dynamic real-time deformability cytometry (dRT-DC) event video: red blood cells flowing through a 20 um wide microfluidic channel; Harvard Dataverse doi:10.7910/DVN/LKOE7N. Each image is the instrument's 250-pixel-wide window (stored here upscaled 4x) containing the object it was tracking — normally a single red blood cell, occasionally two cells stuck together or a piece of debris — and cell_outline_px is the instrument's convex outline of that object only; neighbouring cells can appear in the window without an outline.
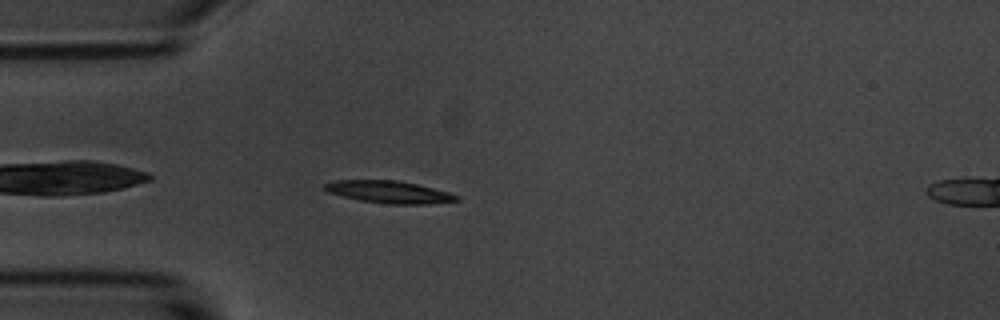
{"species": "common noctule bat (a hibernating species)", "species_latin": "Nyctalus noctula", "temperature_condition": "room temperature", "stored_images_in_passage": 44, "camera_frame_rate_fps": 3000, "um_per_image_px": 0.085, "animal": {"sex": "male", "body_mass_g": 20.1, "forearm_length_mm": 53.5}, "frame": {"image": 1, "passage_image": 3, "time_ms": 0.667, "image_size_px": [1000, 320], "cell_outline_px": [[460, 200], [428, 204], [392, 204], [360, 200], [328, 192], [324, 188], [324, 184], [336, 180], [396, 180], [416, 184], [448, 192], [460, 196]], "centroid_in_image_um": [33.1, 16.32], "position_along_channel_um": 51.9, "area_um2": 16.88}}
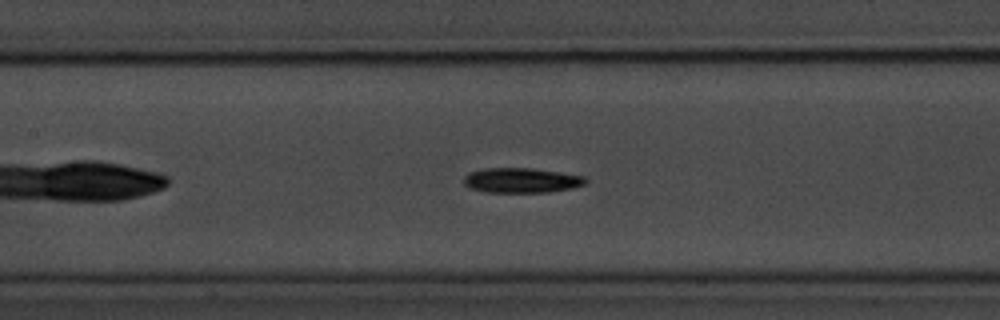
{"frame": {"image": 2, "passage_image": 13, "time_ms": 4.0, "image_size_px": [1000, 320], "cell_outline_px": [[588, 180], [584, 184], [572, 188], [548, 192], [484, 192], [472, 188], [464, 184], [464, 176], [468, 172], [484, 168], [532, 168], [584, 176]], "centroid_in_image_um": [44.3, 15.32], "position_along_channel_um": 163.1, "area_um2": 17.63}}
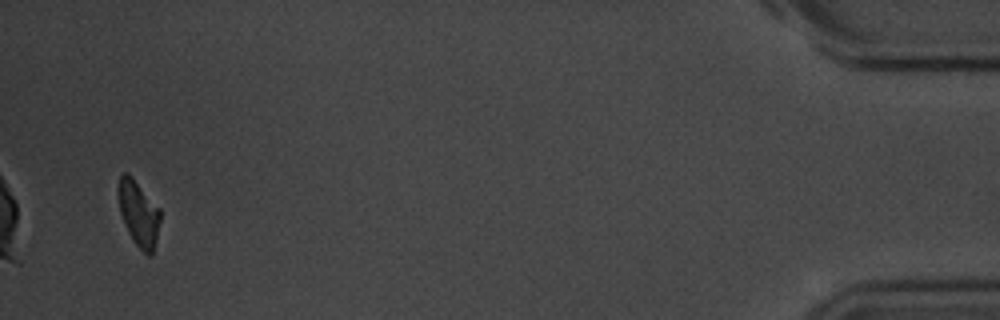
{"frame": {"image": 3, "passage_image": 42, "time_ms": 13.667, "image_size_px": [1000, 320], "cell_outline_px": [[160, 220], [156, 240], [152, 252], [148, 256], [132, 240], [124, 224], [120, 212], [120, 176], [124, 172], [128, 172], [132, 176], [160, 208]], "centroid_in_image_um": [11.81, 18.14], "position_along_channel_um": 423.4, "area_um2": 15.61}, "authors_computed_cell_mechanics": {"area_um2": 16.9354, "velocity_mm_per_s": 3.562, "shape_relaxation_time_tau1_ms": 1.7796, "shape_relaxation_time_tau2_ms": 6.6636, "deformation_change_tau1": 0.1168, "deformation_change_tau2": 0.1362}}